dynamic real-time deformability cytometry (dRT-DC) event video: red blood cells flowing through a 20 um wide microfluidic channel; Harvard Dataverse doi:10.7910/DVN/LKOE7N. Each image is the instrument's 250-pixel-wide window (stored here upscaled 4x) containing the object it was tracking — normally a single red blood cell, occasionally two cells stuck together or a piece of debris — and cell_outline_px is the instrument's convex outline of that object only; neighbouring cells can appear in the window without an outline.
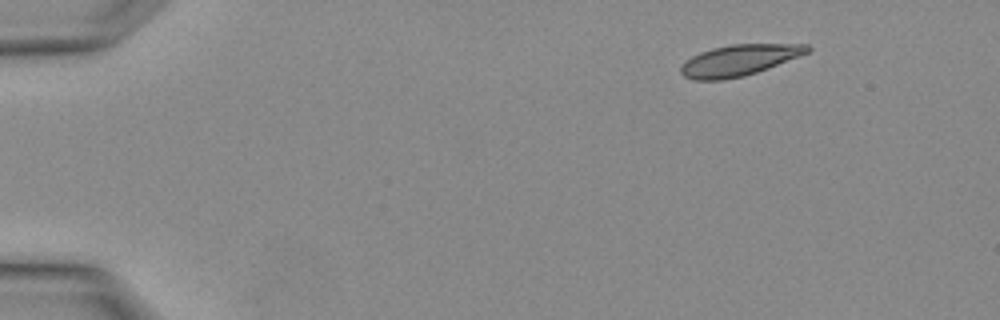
{"species": "Egyptian fruit bat (a non-hibernating species)", "species_latin": "Rousettus aegyptiacus", "temperature_condition": "warm", "stored_images_in_passage": 5, "segment_of_instrument_passage": [2, 2], "camera_frame_rate_fps": 3000, "um_per_image_px": 0.085, "animal": {"sex": "female"}, "frame": {"image": 1, "passage_image": 5, "time_ms": 1.333, "image_size_px": [1000, 320], "cell_outline_px": [[812, 48], [808, 52], [800, 56], [768, 68], [744, 76], [724, 80], [692, 80], [684, 76], [680, 72], [680, 68], [692, 56], [700, 52], [712, 48], [732, 44], [808, 44]], "centroid_in_image_um": [62.83, 5.12], "position_along_channel_um": 22.2, "area_um2": 22.83}}